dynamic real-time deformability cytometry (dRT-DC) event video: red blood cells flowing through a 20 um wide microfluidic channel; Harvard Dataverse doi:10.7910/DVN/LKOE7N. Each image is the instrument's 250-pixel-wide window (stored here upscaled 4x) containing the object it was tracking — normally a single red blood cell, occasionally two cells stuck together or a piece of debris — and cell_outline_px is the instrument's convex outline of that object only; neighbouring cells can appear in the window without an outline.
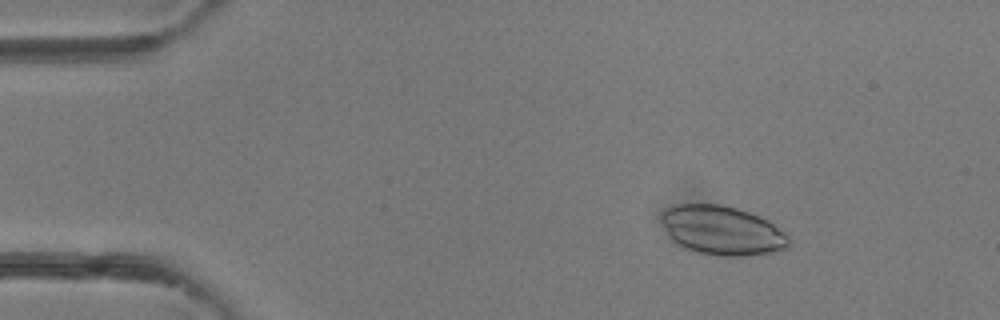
{"species": "common noctule bat (a hibernating species)", "species_latin": "Nyctalus noctula", "temperature_condition": "room temperature", "stored_images_in_passage": 4, "camera_frame_rate_fps": 3000, "um_per_image_px": 0.085, "animal": {"sex": "female"}, "frame": {"image": 1, "passage_image": 2, "time_ms": 1.333, "image_size_px": [1000, 320], "cell_outline_px": [[792, 244], [788, 248], [772, 252], [744, 256], [716, 256], [692, 252], [680, 248], [668, 236], [660, 220], [660, 216], [664, 208], [672, 204], [720, 204], [736, 208], [760, 216], [768, 220], [784, 232], [792, 240]], "centroid_in_image_um": [61.34, 19.6], "position_along_channel_um": 23.7, "area_um2": 37.34}}